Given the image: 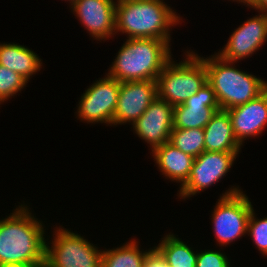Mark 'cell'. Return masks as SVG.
I'll list each match as a JSON object with an SVG mask.
<instances>
[{"label":"cell","mask_w":267,"mask_h":267,"mask_svg":"<svg viewBox=\"0 0 267 267\" xmlns=\"http://www.w3.org/2000/svg\"><path fill=\"white\" fill-rule=\"evenodd\" d=\"M42 59L24 45L0 43V65L20 74L29 81L42 68Z\"/></svg>","instance_id":"obj_18"},{"label":"cell","mask_w":267,"mask_h":267,"mask_svg":"<svg viewBox=\"0 0 267 267\" xmlns=\"http://www.w3.org/2000/svg\"><path fill=\"white\" fill-rule=\"evenodd\" d=\"M173 108L171 104L157 96L132 124L137 136L150 145L151 152L170 141L173 129Z\"/></svg>","instance_id":"obj_11"},{"label":"cell","mask_w":267,"mask_h":267,"mask_svg":"<svg viewBox=\"0 0 267 267\" xmlns=\"http://www.w3.org/2000/svg\"><path fill=\"white\" fill-rule=\"evenodd\" d=\"M201 58L207 71V83L213 88L222 110L245 104L267 89V81L237 69L234 61L224 60L216 53Z\"/></svg>","instance_id":"obj_4"},{"label":"cell","mask_w":267,"mask_h":267,"mask_svg":"<svg viewBox=\"0 0 267 267\" xmlns=\"http://www.w3.org/2000/svg\"><path fill=\"white\" fill-rule=\"evenodd\" d=\"M267 41V13L247 19L235 29L223 48L217 55L227 61L238 62L249 58Z\"/></svg>","instance_id":"obj_10"},{"label":"cell","mask_w":267,"mask_h":267,"mask_svg":"<svg viewBox=\"0 0 267 267\" xmlns=\"http://www.w3.org/2000/svg\"><path fill=\"white\" fill-rule=\"evenodd\" d=\"M254 209L250 214L247 224V234L263 256H267V217L256 219Z\"/></svg>","instance_id":"obj_23"},{"label":"cell","mask_w":267,"mask_h":267,"mask_svg":"<svg viewBox=\"0 0 267 267\" xmlns=\"http://www.w3.org/2000/svg\"><path fill=\"white\" fill-rule=\"evenodd\" d=\"M169 142L183 153L196 158L205 151L204 129H172Z\"/></svg>","instance_id":"obj_21"},{"label":"cell","mask_w":267,"mask_h":267,"mask_svg":"<svg viewBox=\"0 0 267 267\" xmlns=\"http://www.w3.org/2000/svg\"><path fill=\"white\" fill-rule=\"evenodd\" d=\"M53 235L52 243L46 242L44 267H101L103 251L83 236L64 227Z\"/></svg>","instance_id":"obj_7"},{"label":"cell","mask_w":267,"mask_h":267,"mask_svg":"<svg viewBox=\"0 0 267 267\" xmlns=\"http://www.w3.org/2000/svg\"><path fill=\"white\" fill-rule=\"evenodd\" d=\"M220 110L213 88L206 83L183 104L173 108V129L204 128Z\"/></svg>","instance_id":"obj_13"},{"label":"cell","mask_w":267,"mask_h":267,"mask_svg":"<svg viewBox=\"0 0 267 267\" xmlns=\"http://www.w3.org/2000/svg\"><path fill=\"white\" fill-rule=\"evenodd\" d=\"M203 129L205 151L240 152L242 145L235 138L227 110H218Z\"/></svg>","instance_id":"obj_17"},{"label":"cell","mask_w":267,"mask_h":267,"mask_svg":"<svg viewBox=\"0 0 267 267\" xmlns=\"http://www.w3.org/2000/svg\"><path fill=\"white\" fill-rule=\"evenodd\" d=\"M155 246L169 267H196L198 252L173 234H166Z\"/></svg>","instance_id":"obj_19"},{"label":"cell","mask_w":267,"mask_h":267,"mask_svg":"<svg viewBox=\"0 0 267 267\" xmlns=\"http://www.w3.org/2000/svg\"><path fill=\"white\" fill-rule=\"evenodd\" d=\"M186 53V59L179 63L171 58L157 79L158 96L173 107L183 104L207 83L203 58L192 50Z\"/></svg>","instance_id":"obj_5"},{"label":"cell","mask_w":267,"mask_h":267,"mask_svg":"<svg viewBox=\"0 0 267 267\" xmlns=\"http://www.w3.org/2000/svg\"><path fill=\"white\" fill-rule=\"evenodd\" d=\"M236 1L238 3H243V5L247 4V6H249V7L255 2V0H235V2Z\"/></svg>","instance_id":"obj_28"},{"label":"cell","mask_w":267,"mask_h":267,"mask_svg":"<svg viewBox=\"0 0 267 267\" xmlns=\"http://www.w3.org/2000/svg\"><path fill=\"white\" fill-rule=\"evenodd\" d=\"M157 96L156 80L121 82L113 125H132Z\"/></svg>","instance_id":"obj_12"},{"label":"cell","mask_w":267,"mask_h":267,"mask_svg":"<svg viewBox=\"0 0 267 267\" xmlns=\"http://www.w3.org/2000/svg\"><path fill=\"white\" fill-rule=\"evenodd\" d=\"M239 153L203 151L194 159L188 180L179 188V197L185 200L218 183L230 171Z\"/></svg>","instance_id":"obj_9"},{"label":"cell","mask_w":267,"mask_h":267,"mask_svg":"<svg viewBox=\"0 0 267 267\" xmlns=\"http://www.w3.org/2000/svg\"><path fill=\"white\" fill-rule=\"evenodd\" d=\"M151 153L158 169L166 178L181 183V187L186 183L191 173L194 157L183 153L170 142L155 148Z\"/></svg>","instance_id":"obj_16"},{"label":"cell","mask_w":267,"mask_h":267,"mask_svg":"<svg viewBox=\"0 0 267 267\" xmlns=\"http://www.w3.org/2000/svg\"><path fill=\"white\" fill-rule=\"evenodd\" d=\"M0 267H32V266L29 263L10 262L5 264H0Z\"/></svg>","instance_id":"obj_27"},{"label":"cell","mask_w":267,"mask_h":267,"mask_svg":"<svg viewBox=\"0 0 267 267\" xmlns=\"http://www.w3.org/2000/svg\"><path fill=\"white\" fill-rule=\"evenodd\" d=\"M227 111L235 138L243 146L246 138L260 136L267 126V89L251 101Z\"/></svg>","instance_id":"obj_15"},{"label":"cell","mask_w":267,"mask_h":267,"mask_svg":"<svg viewBox=\"0 0 267 267\" xmlns=\"http://www.w3.org/2000/svg\"><path fill=\"white\" fill-rule=\"evenodd\" d=\"M232 187L222 193L212 212L214 235L222 247L245 236L253 209L246 194L239 187Z\"/></svg>","instance_id":"obj_6"},{"label":"cell","mask_w":267,"mask_h":267,"mask_svg":"<svg viewBox=\"0 0 267 267\" xmlns=\"http://www.w3.org/2000/svg\"><path fill=\"white\" fill-rule=\"evenodd\" d=\"M116 34L125 33L130 38L171 40L170 28L182 18L164 0H116Z\"/></svg>","instance_id":"obj_2"},{"label":"cell","mask_w":267,"mask_h":267,"mask_svg":"<svg viewBox=\"0 0 267 267\" xmlns=\"http://www.w3.org/2000/svg\"><path fill=\"white\" fill-rule=\"evenodd\" d=\"M107 76V77H106ZM121 82L105 75L95 81L81 95L77 117L82 122L113 124Z\"/></svg>","instance_id":"obj_8"},{"label":"cell","mask_w":267,"mask_h":267,"mask_svg":"<svg viewBox=\"0 0 267 267\" xmlns=\"http://www.w3.org/2000/svg\"><path fill=\"white\" fill-rule=\"evenodd\" d=\"M113 0H76L70 7L94 40H107L116 34Z\"/></svg>","instance_id":"obj_14"},{"label":"cell","mask_w":267,"mask_h":267,"mask_svg":"<svg viewBox=\"0 0 267 267\" xmlns=\"http://www.w3.org/2000/svg\"><path fill=\"white\" fill-rule=\"evenodd\" d=\"M146 251H140L138 241L130 240L123 246L102 252L101 267H142Z\"/></svg>","instance_id":"obj_20"},{"label":"cell","mask_w":267,"mask_h":267,"mask_svg":"<svg viewBox=\"0 0 267 267\" xmlns=\"http://www.w3.org/2000/svg\"><path fill=\"white\" fill-rule=\"evenodd\" d=\"M171 44L153 38H130L122 45L106 75L119 82L156 80L172 58Z\"/></svg>","instance_id":"obj_3"},{"label":"cell","mask_w":267,"mask_h":267,"mask_svg":"<svg viewBox=\"0 0 267 267\" xmlns=\"http://www.w3.org/2000/svg\"><path fill=\"white\" fill-rule=\"evenodd\" d=\"M27 83L20 74L0 65V104L21 92Z\"/></svg>","instance_id":"obj_22"},{"label":"cell","mask_w":267,"mask_h":267,"mask_svg":"<svg viewBox=\"0 0 267 267\" xmlns=\"http://www.w3.org/2000/svg\"><path fill=\"white\" fill-rule=\"evenodd\" d=\"M67 1H69L70 2L69 4L72 5L76 0H67Z\"/></svg>","instance_id":"obj_29"},{"label":"cell","mask_w":267,"mask_h":267,"mask_svg":"<svg viewBox=\"0 0 267 267\" xmlns=\"http://www.w3.org/2000/svg\"><path fill=\"white\" fill-rule=\"evenodd\" d=\"M42 221L32 216L27 205H20L0 220V264L29 263L45 265V230Z\"/></svg>","instance_id":"obj_1"},{"label":"cell","mask_w":267,"mask_h":267,"mask_svg":"<svg viewBox=\"0 0 267 267\" xmlns=\"http://www.w3.org/2000/svg\"><path fill=\"white\" fill-rule=\"evenodd\" d=\"M142 267H168L164 256L153 246L146 252Z\"/></svg>","instance_id":"obj_25"},{"label":"cell","mask_w":267,"mask_h":267,"mask_svg":"<svg viewBox=\"0 0 267 267\" xmlns=\"http://www.w3.org/2000/svg\"><path fill=\"white\" fill-rule=\"evenodd\" d=\"M228 257L218 250L198 252L196 267H230Z\"/></svg>","instance_id":"obj_24"},{"label":"cell","mask_w":267,"mask_h":267,"mask_svg":"<svg viewBox=\"0 0 267 267\" xmlns=\"http://www.w3.org/2000/svg\"><path fill=\"white\" fill-rule=\"evenodd\" d=\"M250 7L257 10L258 12L267 13V0H255V2Z\"/></svg>","instance_id":"obj_26"}]
</instances>
